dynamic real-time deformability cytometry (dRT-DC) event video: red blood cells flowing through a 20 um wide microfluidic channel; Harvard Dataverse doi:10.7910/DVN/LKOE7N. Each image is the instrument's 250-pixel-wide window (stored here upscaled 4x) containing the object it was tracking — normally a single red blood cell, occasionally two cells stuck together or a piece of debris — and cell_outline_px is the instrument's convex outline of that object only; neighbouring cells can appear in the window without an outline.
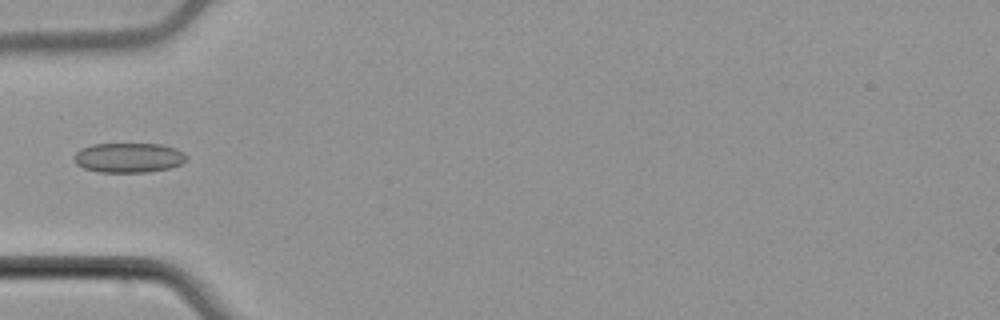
{"species": "common noctule bat (a hibernating species)", "species_latin": "Nyctalus noctula", "temperature_condition": "cold", "stored_images_in_passage": 1, "camera_frame_rate_fps": 3000, "um_per_image_px": 0.085, "animal": {"sex": "male", "body_mass_g": 21.5, "forearm_length_mm": 52.0}, "frame": {"image": 1, "passage_image": 1, "time_ms": 0.0, "image_size_px": [1000, 320], "cell_outline_px": [[188, 160], [172, 168], [148, 172], [96, 172], [84, 168], [76, 164], [76, 152], [80, 148], [92, 144], [160, 144], [176, 148], [184, 152], [188, 156]], "centroid_in_image_um": [10.98, 13.4], "position_along_channel_um": 74.0, "area_um2": 19.65}}